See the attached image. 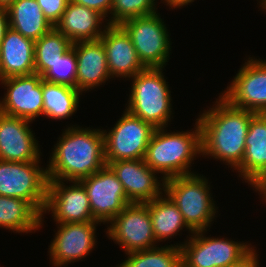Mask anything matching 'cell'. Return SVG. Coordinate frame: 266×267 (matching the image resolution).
<instances>
[{"label": "cell", "mask_w": 266, "mask_h": 267, "mask_svg": "<svg viewBox=\"0 0 266 267\" xmlns=\"http://www.w3.org/2000/svg\"><path fill=\"white\" fill-rule=\"evenodd\" d=\"M100 130L68 127L54 146L48 180L79 182L106 166L104 130Z\"/></svg>", "instance_id": "2"}, {"label": "cell", "mask_w": 266, "mask_h": 267, "mask_svg": "<svg viewBox=\"0 0 266 267\" xmlns=\"http://www.w3.org/2000/svg\"><path fill=\"white\" fill-rule=\"evenodd\" d=\"M222 97L236 108L266 113V60H247Z\"/></svg>", "instance_id": "12"}, {"label": "cell", "mask_w": 266, "mask_h": 267, "mask_svg": "<svg viewBox=\"0 0 266 267\" xmlns=\"http://www.w3.org/2000/svg\"><path fill=\"white\" fill-rule=\"evenodd\" d=\"M74 3L93 9L106 17L107 13L111 12L112 0H71Z\"/></svg>", "instance_id": "32"}, {"label": "cell", "mask_w": 266, "mask_h": 267, "mask_svg": "<svg viewBox=\"0 0 266 267\" xmlns=\"http://www.w3.org/2000/svg\"><path fill=\"white\" fill-rule=\"evenodd\" d=\"M77 57L76 88L82 92L111 77L104 45L100 39L72 44Z\"/></svg>", "instance_id": "19"}, {"label": "cell", "mask_w": 266, "mask_h": 267, "mask_svg": "<svg viewBox=\"0 0 266 267\" xmlns=\"http://www.w3.org/2000/svg\"><path fill=\"white\" fill-rule=\"evenodd\" d=\"M14 1H16V0H0V6L7 8Z\"/></svg>", "instance_id": "37"}, {"label": "cell", "mask_w": 266, "mask_h": 267, "mask_svg": "<svg viewBox=\"0 0 266 267\" xmlns=\"http://www.w3.org/2000/svg\"><path fill=\"white\" fill-rule=\"evenodd\" d=\"M155 0H112L113 15L108 25H120L122 22L135 17H143L156 13Z\"/></svg>", "instance_id": "30"}, {"label": "cell", "mask_w": 266, "mask_h": 267, "mask_svg": "<svg viewBox=\"0 0 266 267\" xmlns=\"http://www.w3.org/2000/svg\"><path fill=\"white\" fill-rule=\"evenodd\" d=\"M43 15L55 26L64 13L70 0H36Z\"/></svg>", "instance_id": "31"}, {"label": "cell", "mask_w": 266, "mask_h": 267, "mask_svg": "<svg viewBox=\"0 0 266 267\" xmlns=\"http://www.w3.org/2000/svg\"><path fill=\"white\" fill-rule=\"evenodd\" d=\"M110 223L108 236L126 253L154 248L157 242L150 212L144 203L129 204Z\"/></svg>", "instance_id": "11"}, {"label": "cell", "mask_w": 266, "mask_h": 267, "mask_svg": "<svg viewBox=\"0 0 266 267\" xmlns=\"http://www.w3.org/2000/svg\"><path fill=\"white\" fill-rule=\"evenodd\" d=\"M193 232L189 242L180 244L182 267H227L244 258L253 248L227 239L204 237Z\"/></svg>", "instance_id": "9"}, {"label": "cell", "mask_w": 266, "mask_h": 267, "mask_svg": "<svg viewBox=\"0 0 266 267\" xmlns=\"http://www.w3.org/2000/svg\"><path fill=\"white\" fill-rule=\"evenodd\" d=\"M42 217L27 201L0 196V227L28 233L42 225Z\"/></svg>", "instance_id": "25"}, {"label": "cell", "mask_w": 266, "mask_h": 267, "mask_svg": "<svg viewBox=\"0 0 266 267\" xmlns=\"http://www.w3.org/2000/svg\"><path fill=\"white\" fill-rule=\"evenodd\" d=\"M77 57L73 47L66 51L42 75V79L51 83L67 85L76 88Z\"/></svg>", "instance_id": "29"}, {"label": "cell", "mask_w": 266, "mask_h": 267, "mask_svg": "<svg viewBox=\"0 0 266 267\" xmlns=\"http://www.w3.org/2000/svg\"><path fill=\"white\" fill-rule=\"evenodd\" d=\"M35 41L8 28L0 46V80L35 73Z\"/></svg>", "instance_id": "20"}, {"label": "cell", "mask_w": 266, "mask_h": 267, "mask_svg": "<svg viewBox=\"0 0 266 267\" xmlns=\"http://www.w3.org/2000/svg\"><path fill=\"white\" fill-rule=\"evenodd\" d=\"M6 10L9 27L34 41L54 28L36 0H16Z\"/></svg>", "instance_id": "23"}, {"label": "cell", "mask_w": 266, "mask_h": 267, "mask_svg": "<svg viewBox=\"0 0 266 267\" xmlns=\"http://www.w3.org/2000/svg\"><path fill=\"white\" fill-rule=\"evenodd\" d=\"M161 70L146 68L132 77L131 96L126 107L130 114L155 128L166 127L172 112L169 87Z\"/></svg>", "instance_id": "4"}, {"label": "cell", "mask_w": 266, "mask_h": 267, "mask_svg": "<svg viewBox=\"0 0 266 267\" xmlns=\"http://www.w3.org/2000/svg\"><path fill=\"white\" fill-rule=\"evenodd\" d=\"M193 132L166 133L156 128L146 149L144 162L155 172L164 174L161 181L194 174L189 165L201 154V128L196 122Z\"/></svg>", "instance_id": "3"}, {"label": "cell", "mask_w": 266, "mask_h": 267, "mask_svg": "<svg viewBox=\"0 0 266 267\" xmlns=\"http://www.w3.org/2000/svg\"><path fill=\"white\" fill-rule=\"evenodd\" d=\"M107 134L104 131L105 161L144 159L155 127L127 110ZM106 132V133H105Z\"/></svg>", "instance_id": "8"}, {"label": "cell", "mask_w": 266, "mask_h": 267, "mask_svg": "<svg viewBox=\"0 0 266 267\" xmlns=\"http://www.w3.org/2000/svg\"><path fill=\"white\" fill-rule=\"evenodd\" d=\"M9 28L8 14L5 7L0 6V46L4 39L6 30Z\"/></svg>", "instance_id": "34"}, {"label": "cell", "mask_w": 266, "mask_h": 267, "mask_svg": "<svg viewBox=\"0 0 266 267\" xmlns=\"http://www.w3.org/2000/svg\"><path fill=\"white\" fill-rule=\"evenodd\" d=\"M42 80L36 73L1 79L7 93L0 101V113L28 121L43 115Z\"/></svg>", "instance_id": "13"}, {"label": "cell", "mask_w": 266, "mask_h": 267, "mask_svg": "<svg viewBox=\"0 0 266 267\" xmlns=\"http://www.w3.org/2000/svg\"><path fill=\"white\" fill-rule=\"evenodd\" d=\"M207 184V179L198 174L173 177L164 181L165 194L177 205L191 233L206 231L216 213Z\"/></svg>", "instance_id": "5"}, {"label": "cell", "mask_w": 266, "mask_h": 267, "mask_svg": "<svg viewBox=\"0 0 266 267\" xmlns=\"http://www.w3.org/2000/svg\"><path fill=\"white\" fill-rule=\"evenodd\" d=\"M104 16L97 11L69 1L54 28L72 43L98 40L104 34L99 24Z\"/></svg>", "instance_id": "21"}, {"label": "cell", "mask_w": 266, "mask_h": 267, "mask_svg": "<svg viewBox=\"0 0 266 267\" xmlns=\"http://www.w3.org/2000/svg\"><path fill=\"white\" fill-rule=\"evenodd\" d=\"M80 93L77 88L42 80L43 115L55 120L72 116Z\"/></svg>", "instance_id": "26"}, {"label": "cell", "mask_w": 266, "mask_h": 267, "mask_svg": "<svg viewBox=\"0 0 266 267\" xmlns=\"http://www.w3.org/2000/svg\"><path fill=\"white\" fill-rule=\"evenodd\" d=\"M31 121L0 113V160L39 161L38 143L28 123Z\"/></svg>", "instance_id": "17"}, {"label": "cell", "mask_w": 266, "mask_h": 267, "mask_svg": "<svg viewBox=\"0 0 266 267\" xmlns=\"http://www.w3.org/2000/svg\"><path fill=\"white\" fill-rule=\"evenodd\" d=\"M106 164L116 174L132 203L152 201L163 194L160 190L164 191V187H160L164 186V181L162 184L158 182L156 172L144 162V159L117 160Z\"/></svg>", "instance_id": "16"}, {"label": "cell", "mask_w": 266, "mask_h": 267, "mask_svg": "<svg viewBox=\"0 0 266 267\" xmlns=\"http://www.w3.org/2000/svg\"><path fill=\"white\" fill-rule=\"evenodd\" d=\"M110 75L133 77L146 69L140 61L130 36L120 25H106L101 36Z\"/></svg>", "instance_id": "18"}, {"label": "cell", "mask_w": 266, "mask_h": 267, "mask_svg": "<svg viewBox=\"0 0 266 267\" xmlns=\"http://www.w3.org/2000/svg\"><path fill=\"white\" fill-rule=\"evenodd\" d=\"M72 183L73 185L65 187L62 180H48L43 213L51 210L57 223L96 221L86 189L80 182Z\"/></svg>", "instance_id": "14"}, {"label": "cell", "mask_w": 266, "mask_h": 267, "mask_svg": "<svg viewBox=\"0 0 266 267\" xmlns=\"http://www.w3.org/2000/svg\"><path fill=\"white\" fill-rule=\"evenodd\" d=\"M261 2V6L263 7V9H266V0H262Z\"/></svg>", "instance_id": "38"}, {"label": "cell", "mask_w": 266, "mask_h": 267, "mask_svg": "<svg viewBox=\"0 0 266 267\" xmlns=\"http://www.w3.org/2000/svg\"><path fill=\"white\" fill-rule=\"evenodd\" d=\"M255 250L252 249L244 258L227 267H258L259 262Z\"/></svg>", "instance_id": "33"}, {"label": "cell", "mask_w": 266, "mask_h": 267, "mask_svg": "<svg viewBox=\"0 0 266 267\" xmlns=\"http://www.w3.org/2000/svg\"><path fill=\"white\" fill-rule=\"evenodd\" d=\"M252 186L261 192L266 200V172Z\"/></svg>", "instance_id": "35"}, {"label": "cell", "mask_w": 266, "mask_h": 267, "mask_svg": "<svg viewBox=\"0 0 266 267\" xmlns=\"http://www.w3.org/2000/svg\"><path fill=\"white\" fill-rule=\"evenodd\" d=\"M79 182L86 189L93 218L98 222H110L132 203L108 165Z\"/></svg>", "instance_id": "10"}, {"label": "cell", "mask_w": 266, "mask_h": 267, "mask_svg": "<svg viewBox=\"0 0 266 267\" xmlns=\"http://www.w3.org/2000/svg\"><path fill=\"white\" fill-rule=\"evenodd\" d=\"M72 42L55 28L35 41V73L42 76L72 47Z\"/></svg>", "instance_id": "27"}, {"label": "cell", "mask_w": 266, "mask_h": 267, "mask_svg": "<svg viewBox=\"0 0 266 267\" xmlns=\"http://www.w3.org/2000/svg\"><path fill=\"white\" fill-rule=\"evenodd\" d=\"M39 161L12 162L0 160V196L27 201L41 216L47 196V168Z\"/></svg>", "instance_id": "6"}, {"label": "cell", "mask_w": 266, "mask_h": 267, "mask_svg": "<svg viewBox=\"0 0 266 267\" xmlns=\"http://www.w3.org/2000/svg\"><path fill=\"white\" fill-rule=\"evenodd\" d=\"M245 145L243 160L236 169L253 185L266 172V113L251 118Z\"/></svg>", "instance_id": "22"}, {"label": "cell", "mask_w": 266, "mask_h": 267, "mask_svg": "<svg viewBox=\"0 0 266 267\" xmlns=\"http://www.w3.org/2000/svg\"><path fill=\"white\" fill-rule=\"evenodd\" d=\"M194 0H165L167 2V5H170L171 8H177L179 6L188 5V3L193 2Z\"/></svg>", "instance_id": "36"}, {"label": "cell", "mask_w": 266, "mask_h": 267, "mask_svg": "<svg viewBox=\"0 0 266 267\" xmlns=\"http://www.w3.org/2000/svg\"><path fill=\"white\" fill-rule=\"evenodd\" d=\"M98 221L58 223V231L50 244V256L56 267L75 262L87 256L96 243Z\"/></svg>", "instance_id": "15"}, {"label": "cell", "mask_w": 266, "mask_h": 267, "mask_svg": "<svg viewBox=\"0 0 266 267\" xmlns=\"http://www.w3.org/2000/svg\"><path fill=\"white\" fill-rule=\"evenodd\" d=\"M157 14L130 18L120 26L130 36L142 64L146 68L163 69L171 46L167 28Z\"/></svg>", "instance_id": "7"}, {"label": "cell", "mask_w": 266, "mask_h": 267, "mask_svg": "<svg viewBox=\"0 0 266 267\" xmlns=\"http://www.w3.org/2000/svg\"><path fill=\"white\" fill-rule=\"evenodd\" d=\"M144 204L150 212L155 240L169 239V237L178 234L177 232L183 227L191 230L185 223L179 208L167 194L164 198L161 194Z\"/></svg>", "instance_id": "24"}, {"label": "cell", "mask_w": 266, "mask_h": 267, "mask_svg": "<svg viewBox=\"0 0 266 267\" xmlns=\"http://www.w3.org/2000/svg\"><path fill=\"white\" fill-rule=\"evenodd\" d=\"M118 267H182L179 245L133 251Z\"/></svg>", "instance_id": "28"}, {"label": "cell", "mask_w": 266, "mask_h": 267, "mask_svg": "<svg viewBox=\"0 0 266 267\" xmlns=\"http://www.w3.org/2000/svg\"><path fill=\"white\" fill-rule=\"evenodd\" d=\"M216 104L196 119L201 128V153L236 169L243 160L249 123L256 113L236 108L222 96Z\"/></svg>", "instance_id": "1"}]
</instances>
